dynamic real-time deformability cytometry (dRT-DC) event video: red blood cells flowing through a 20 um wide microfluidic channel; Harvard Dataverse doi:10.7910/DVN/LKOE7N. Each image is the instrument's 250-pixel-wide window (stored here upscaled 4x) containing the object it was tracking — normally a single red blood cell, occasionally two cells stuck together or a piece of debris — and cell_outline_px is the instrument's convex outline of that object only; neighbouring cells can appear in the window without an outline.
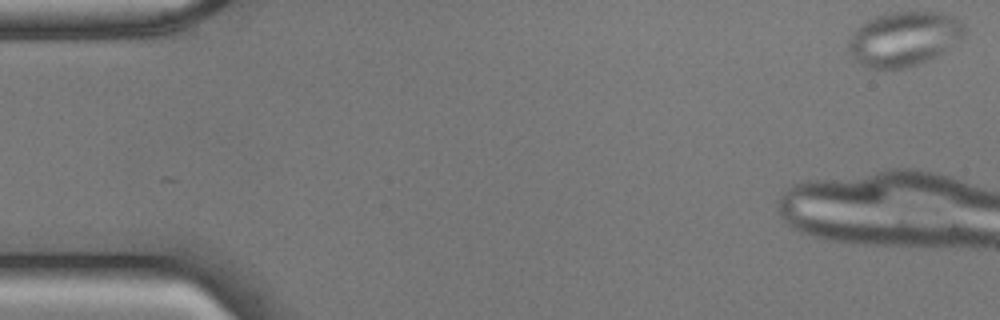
{"species": "common noctule bat (a hibernating species)", "species_latin": "Nyctalus noctula", "temperature_condition": "cold", "stored_images_in_passage": 18, "camera_frame_rate_fps": 3000, "um_per_image_px": 0.085, "animal": {"sex": "male", "body_mass_g": 17.9, "forearm_length_mm": 54.2}, "frame": {"image": 1, "passage_image": 1, "time_ms": 0.0, "image_size_px": [1000, 320], "cell_outline_px": [[964, 32], [948, 48], [936, 56], [916, 64], [904, 68], [868, 68], [860, 64], [848, 52], [848, 40], [860, 24], [876, 16], [892, 12], [940, 12], [956, 16], [964, 24]], "centroid_in_image_um": [76.8, 3.28], "position_along_channel_um": 8.2, "area_um2": 36.41}}